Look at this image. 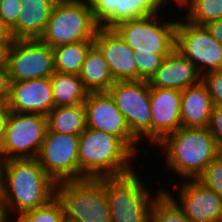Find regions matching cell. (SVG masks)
Returning a JSON list of instances; mask_svg holds the SVG:
<instances>
[{"instance_id":"7a4b0ae2","label":"cell","mask_w":222,"mask_h":222,"mask_svg":"<svg viewBox=\"0 0 222 222\" xmlns=\"http://www.w3.org/2000/svg\"><path fill=\"white\" fill-rule=\"evenodd\" d=\"M136 156L120 137L87 127L79 135V179L129 174Z\"/></svg>"},{"instance_id":"f546056e","label":"cell","mask_w":222,"mask_h":222,"mask_svg":"<svg viewBox=\"0 0 222 222\" xmlns=\"http://www.w3.org/2000/svg\"><path fill=\"white\" fill-rule=\"evenodd\" d=\"M197 179L222 197V152L206 167Z\"/></svg>"},{"instance_id":"3957f363","label":"cell","mask_w":222,"mask_h":222,"mask_svg":"<svg viewBox=\"0 0 222 222\" xmlns=\"http://www.w3.org/2000/svg\"><path fill=\"white\" fill-rule=\"evenodd\" d=\"M156 146L165 157V167L184 180L197 179L221 153L208 128L181 127Z\"/></svg>"},{"instance_id":"30bf717a","label":"cell","mask_w":222,"mask_h":222,"mask_svg":"<svg viewBox=\"0 0 222 222\" xmlns=\"http://www.w3.org/2000/svg\"><path fill=\"white\" fill-rule=\"evenodd\" d=\"M11 81L50 77L54 72L53 49L39 39H17L4 51Z\"/></svg>"},{"instance_id":"d4e9b609","label":"cell","mask_w":222,"mask_h":222,"mask_svg":"<svg viewBox=\"0 0 222 222\" xmlns=\"http://www.w3.org/2000/svg\"><path fill=\"white\" fill-rule=\"evenodd\" d=\"M93 44L94 41H80L52 48L55 71L79 75L85 56Z\"/></svg>"},{"instance_id":"8d00e7d4","label":"cell","mask_w":222,"mask_h":222,"mask_svg":"<svg viewBox=\"0 0 222 222\" xmlns=\"http://www.w3.org/2000/svg\"><path fill=\"white\" fill-rule=\"evenodd\" d=\"M8 113H0V147L4 141Z\"/></svg>"},{"instance_id":"e575fe53","label":"cell","mask_w":222,"mask_h":222,"mask_svg":"<svg viewBox=\"0 0 222 222\" xmlns=\"http://www.w3.org/2000/svg\"><path fill=\"white\" fill-rule=\"evenodd\" d=\"M13 39L10 34V30L4 25L3 21L0 18V48L5 51Z\"/></svg>"},{"instance_id":"4fadbf2b","label":"cell","mask_w":222,"mask_h":222,"mask_svg":"<svg viewBox=\"0 0 222 222\" xmlns=\"http://www.w3.org/2000/svg\"><path fill=\"white\" fill-rule=\"evenodd\" d=\"M88 128L120 137L136 154L138 139L108 92H89L84 102Z\"/></svg>"},{"instance_id":"ba28073f","label":"cell","mask_w":222,"mask_h":222,"mask_svg":"<svg viewBox=\"0 0 222 222\" xmlns=\"http://www.w3.org/2000/svg\"><path fill=\"white\" fill-rule=\"evenodd\" d=\"M47 131V118L38 113L9 111L0 161L37 158Z\"/></svg>"},{"instance_id":"ac0fdd59","label":"cell","mask_w":222,"mask_h":222,"mask_svg":"<svg viewBox=\"0 0 222 222\" xmlns=\"http://www.w3.org/2000/svg\"><path fill=\"white\" fill-rule=\"evenodd\" d=\"M54 107L50 77L11 81L9 111L46 116Z\"/></svg>"},{"instance_id":"5bb4252c","label":"cell","mask_w":222,"mask_h":222,"mask_svg":"<svg viewBox=\"0 0 222 222\" xmlns=\"http://www.w3.org/2000/svg\"><path fill=\"white\" fill-rule=\"evenodd\" d=\"M184 181L178 185L177 200L170 191H163L191 222H222V197L198 179Z\"/></svg>"},{"instance_id":"7c38bea8","label":"cell","mask_w":222,"mask_h":222,"mask_svg":"<svg viewBox=\"0 0 222 222\" xmlns=\"http://www.w3.org/2000/svg\"><path fill=\"white\" fill-rule=\"evenodd\" d=\"M78 150L79 136L47 130L37 159L56 183L78 180Z\"/></svg>"},{"instance_id":"b9f144b4","label":"cell","mask_w":222,"mask_h":222,"mask_svg":"<svg viewBox=\"0 0 222 222\" xmlns=\"http://www.w3.org/2000/svg\"><path fill=\"white\" fill-rule=\"evenodd\" d=\"M64 222H74V221H71V220L65 219Z\"/></svg>"},{"instance_id":"6da1fadb","label":"cell","mask_w":222,"mask_h":222,"mask_svg":"<svg viewBox=\"0 0 222 222\" xmlns=\"http://www.w3.org/2000/svg\"><path fill=\"white\" fill-rule=\"evenodd\" d=\"M54 197L56 182L37 158L0 161V203L11 222L14 215L39 208Z\"/></svg>"},{"instance_id":"f35d334b","label":"cell","mask_w":222,"mask_h":222,"mask_svg":"<svg viewBox=\"0 0 222 222\" xmlns=\"http://www.w3.org/2000/svg\"><path fill=\"white\" fill-rule=\"evenodd\" d=\"M163 7L164 5L168 4L171 0H157ZM169 1V2H167ZM174 1L177 5H179L180 9L189 1V0H172Z\"/></svg>"},{"instance_id":"cb8c5ba5","label":"cell","mask_w":222,"mask_h":222,"mask_svg":"<svg viewBox=\"0 0 222 222\" xmlns=\"http://www.w3.org/2000/svg\"><path fill=\"white\" fill-rule=\"evenodd\" d=\"M55 107L84 104L88 91L77 74L54 72L50 76Z\"/></svg>"},{"instance_id":"e0dca14e","label":"cell","mask_w":222,"mask_h":222,"mask_svg":"<svg viewBox=\"0 0 222 222\" xmlns=\"http://www.w3.org/2000/svg\"><path fill=\"white\" fill-rule=\"evenodd\" d=\"M96 23L113 28L118 23L155 15L164 8L157 0H88Z\"/></svg>"},{"instance_id":"ffe728a7","label":"cell","mask_w":222,"mask_h":222,"mask_svg":"<svg viewBox=\"0 0 222 222\" xmlns=\"http://www.w3.org/2000/svg\"><path fill=\"white\" fill-rule=\"evenodd\" d=\"M213 107L208 88L202 80L181 91V127L208 128Z\"/></svg>"},{"instance_id":"74e56055","label":"cell","mask_w":222,"mask_h":222,"mask_svg":"<svg viewBox=\"0 0 222 222\" xmlns=\"http://www.w3.org/2000/svg\"><path fill=\"white\" fill-rule=\"evenodd\" d=\"M8 100L9 98H0V113H9Z\"/></svg>"},{"instance_id":"ab89813d","label":"cell","mask_w":222,"mask_h":222,"mask_svg":"<svg viewBox=\"0 0 222 222\" xmlns=\"http://www.w3.org/2000/svg\"><path fill=\"white\" fill-rule=\"evenodd\" d=\"M0 222H11L7 216L6 210L0 203Z\"/></svg>"},{"instance_id":"8fae6325","label":"cell","mask_w":222,"mask_h":222,"mask_svg":"<svg viewBox=\"0 0 222 222\" xmlns=\"http://www.w3.org/2000/svg\"><path fill=\"white\" fill-rule=\"evenodd\" d=\"M182 19L180 17L176 26L175 48L195 65L202 76L222 70V45L212 37L206 26Z\"/></svg>"},{"instance_id":"1f68e13d","label":"cell","mask_w":222,"mask_h":222,"mask_svg":"<svg viewBox=\"0 0 222 222\" xmlns=\"http://www.w3.org/2000/svg\"><path fill=\"white\" fill-rule=\"evenodd\" d=\"M21 10V0H0V18L9 30L16 25Z\"/></svg>"},{"instance_id":"836d02e7","label":"cell","mask_w":222,"mask_h":222,"mask_svg":"<svg viewBox=\"0 0 222 222\" xmlns=\"http://www.w3.org/2000/svg\"><path fill=\"white\" fill-rule=\"evenodd\" d=\"M11 79L5 61L0 63V98H9Z\"/></svg>"},{"instance_id":"5b68a950","label":"cell","mask_w":222,"mask_h":222,"mask_svg":"<svg viewBox=\"0 0 222 222\" xmlns=\"http://www.w3.org/2000/svg\"><path fill=\"white\" fill-rule=\"evenodd\" d=\"M99 27L88 0H58L38 39L51 48L80 41H94Z\"/></svg>"},{"instance_id":"277c9868","label":"cell","mask_w":222,"mask_h":222,"mask_svg":"<svg viewBox=\"0 0 222 222\" xmlns=\"http://www.w3.org/2000/svg\"><path fill=\"white\" fill-rule=\"evenodd\" d=\"M56 198L65 219L74 222H111L107 177L56 183Z\"/></svg>"},{"instance_id":"d6a6232c","label":"cell","mask_w":222,"mask_h":222,"mask_svg":"<svg viewBox=\"0 0 222 222\" xmlns=\"http://www.w3.org/2000/svg\"><path fill=\"white\" fill-rule=\"evenodd\" d=\"M208 129L214 137L219 151L222 152V107H213Z\"/></svg>"},{"instance_id":"d6986e66","label":"cell","mask_w":222,"mask_h":222,"mask_svg":"<svg viewBox=\"0 0 222 222\" xmlns=\"http://www.w3.org/2000/svg\"><path fill=\"white\" fill-rule=\"evenodd\" d=\"M202 75L195 65L185 58L176 48L167 55L161 66L147 81L152 88H169L184 91L198 84Z\"/></svg>"},{"instance_id":"44dd1931","label":"cell","mask_w":222,"mask_h":222,"mask_svg":"<svg viewBox=\"0 0 222 222\" xmlns=\"http://www.w3.org/2000/svg\"><path fill=\"white\" fill-rule=\"evenodd\" d=\"M57 1L21 0L22 10L16 25L10 30L12 39H38L45 30Z\"/></svg>"},{"instance_id":"4dcf8cb0","label":"cell","mask_w":222,"mask_h":222,"mask_svg":"<svg viewBox=\"0 0 222 222\" xmlns=\"http://www.w3.org/2000/svg\"><path fill=\"white\" fill-rule=\"evenodd\" d=\"M202 81L208 88L213 105L222 107V70H214L203 74Z\"/></svg>"},{"instance_id":"f1b7e54d","label":"cell","mask_w":222,"mask_h":222,"mask_svg":"<svg viewBox=\"0 0 222 222\" xmlns=\"http://www.w3.org/2000/svg\"><path fill=\"white\" fill-rule=\"evenodd\" d=\"M170 53L135 54L137 80L148 81Z\"/></svg>"},{"instance_id":"603a6c76","label":"cell","mask_w":222,"mask_h":222,"mask_svg":"<svg viewBox=\"0 0 222 222\" xmlns=\"http://www.w3.org/2000/svg\"><path fill=\"white\" fill-rule=\"evenodd\" d=\"M46 118L51 132L79 136L87 128L84 104L54 107Z\"/></svg>"},{"instance_id":"52a82bcc","label":"cell","mask_w":222,"mask_h":222,"mask_svg":"<svg viewBox=\"0 0 222 222\" xmlns=\"http://www.w3.org/2000/svg\"><path fill=\"white\" fill-rule=\"evenodd\" d=\"M161 15L160 11L155 15L123 21L113 29L134 54L171 53L175 49L178 18L177 21L176 18L167 21Z\"/></svg>"},{"instance_id":"4316f807","label":"cell","mask_w":222,"mask_h":222,"mask_svg":"<svg viewBox=\"0 0 222 222\" xmlns=\"http://www.w3.org/2000/svg\"><path fill=\"white\" fill-rule=\"evenodd\" d=\"M149 222H191L163 191L155 200L149 216Z\"/></svg>"},{"instance_id":"484cf974","label":"cell","mask_w":222,"mask_h":222,"mask_svg":"<svg viewBox=\"0 0 222 222\" xmlns=\"http://www.w3.org/2000/svg\"><path fill=\"white\" fill-rule=\"evenodd\" d=\"M185 19L192 24L206 26L222 18V0H189L182 9Z\"/></svg>"},{"instance_id":"8992f818","label":"cell","mask_w":222,"mask_h":222,"mask_svg":"<svg viewBox=\"0 0 222 222\" xmlns=\"http://www.w3.org/2000/svg\"><path fill=\"white\" fill-rule=\"evenodd\" d=\"M135 170L118 177H107V199L111 222H149L152 205L165 188L154 196Z\"/></svg>"},{"instance_id":"2e32d148","label":"cell","mask_w":222,"mask_h":222,"mask_svg":"<svg viewBox=\"0 0 222 222\" xmlns=\"http://www.w3.org/2000/svg\"><path fill=\"white\" fill-rule=\"evenodd\" d=\"M152 145L181 128V91L150 87Z\"/></svg>"},{"instance_id":"9c48e42d","label":"cell","mask_w":222,"mask_h":222,"mask_svg":"<svg viewBox=\"0 0 222 222\" xmlns=\"http://www.w3.org/2000/svg\"><path fill=\"white\" fill-rule=\"evenodd\" d=\"M120 109L131 133L152 144L150 86L145 80L115 81L107 91ZM145 137V138H144Z\"/></svg>"},{"instance_id":"7402d4cb","label":"cell","mask_w":222,"mask_h":222,"mask_svg":"<svg viewBox=\"0 0 222 222\" xmlns=\"http://www.w3.org/2000/svg\"><path fill=\"white\" fill-rule=\"evenodd\" d=\"M79 77L88 92H107L115 82L108 63L95 44L85 56Z\"/></svg>"},{"instance_id":"83f0119b","label":"cell","mask_w":222,"mask_h":222,"mask_svg":"<svg viewBox=\"0 0 222 222\" xmlns=\"http://www.w3.org/2000/svg\"><path fill=\"white\" fill-rule=\"evenodd\" d=\"M13 222H64V212L60 201L54 197L47 204L25 212Z\"/></svg>"},{"instance_id":"9a60e30c","label":"cell","mask_w":222,"mask_h":222,"mask_svg":"<svg viewBox=\"0 0 222 222\" xmlns=\"http://www.w3.org/2000/svg\"><path fill=\"white\" fill-rule=\"evenodd\" d=\"M94 44L102 52L115 81H136L134 51L113 28L99 27Z\"/></svg>"},{"instance_id":"d590c367","label":"cell","mask_w":222,"mask_h":222,"mask_svg":"<svg viewBox=\"0 0 222 222\" xmlns=\"http://www.w3.org/2000/svg\"><path fill=\"white\" fill-rule=\"evenodd\" d=\"M212 37L222 45V18L206 25Z\"/></svg>"},{"instance_id":"60d3db41","label":"cell","mask_w":222,"mask_h":222,"mask_svg":"<svg viewBox=\"0 0 222 222\" xmlns=\"http://www.w3.org/2000/svg\"><path fill=\"white\" fill-rule=\"evenodd\" d=\"M4 61V51L0 48V63Z\"/></svg>"}]
</instances>
